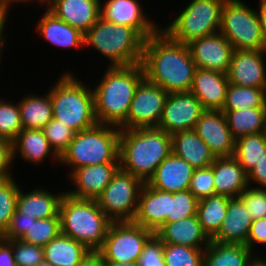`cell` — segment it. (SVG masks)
<instances>
[{"instance_id":"1","label":"cell","mask_w":266,"mask_h":266,"mask_svg":"<svg viewBox=\"0 0 266 266\" xmlns=\"http://www.w3.org/2000/svg\"><path fill=\"white\" fill-rule=\"evenodd\" d=\"M141 64L145 78L168 93L192 88L197 67L188 45L174 42L161 29L145 39Z\"/></svg>"},{"instance_id":"2","label":"cell","mask_w":266,"mask_h":266,"mask_svg":"<svg viewBox=\"0 0 266 266\" xmlns=\"http://www.w3.org/2000/svg\"><path fill=\"white\" fill-rule=\"evenodd\" d=\"M144 78L141 63L107 66L101 80L93 89L98 124L119 128L126 121L135 90Z\"/></svg>"},{"instance_id":"3","label":"cell","mask_w":266,"mask_h":266,"mask_svg":"<svg viewBox=\"0 0 266 266\" xmlns=\"http://www.w3.org/2000/svg\"><path fill=\"white\" fill-rule=\"evenodd\" d=\"M172 153L171 135L157 127L120 129V168L147 183Z\"/></svg>"},{"instance_id":"4","label":"cell","mask_w":266,"mask_h":266,"mask_svg":"<svg viewBox=\"0 0 266 266\" xmlns=\"http://www.w3.org/2000/svg\"><path fill=\"white\" fill-rule=\"evenodd\" d=\"M52 82L49 88L53 118L76 133L98 124L92 88L67 72Z\"/></svg>"},{"instance_id":"5","label":"cell","mask_w":266,"mask_h":266,"mask_svg":"<svg viewBox=\"0 0 266 266\" xmlns=\"http://www.w3.org/2000/svg\"><path fill=\"white\" fill-rule=\"evenodd\" d=\"M61 234L98 251L112 221L100 209L96 200L77 199L65 193L59 206Z\"/></svg>"},{"instance_id":"6","label":"cell","mask_w":266,"mask_h":266,"mask_svg":"<svg viewBox=\"0 0 266 266\" xmlns=\"http://www.w3.org/2000/svg\"><path fill=\"white\" fill-rule=\"evenodd\" d=\"M145 38L135 29L109 22L101 16L84 34V47H94L109 59V67L142 62Z\"/></svg>"},{"instance_id":"7","label":"cell","mask_w":266,"mask_h":266,"mask_svg":"<svg viewBox=\"0 0 266 266\" xmlns=\"http://www.w3.org/2000/svg\"><path fill=\"white\" fill-rule=\"evenodd\" d=\"M120 128L97 124L75 133L68 149L60 157V165H68L71 172L88 165L120 163Z\"/></svg>"},{"instance_id":"8","label":"cell","mask_w":266,"mask_h":266,"mask_svg":"<svg viewBox=\"0 0 266 266\" xmlns=\"http://www.w3.org/2000/svg\"><path fill=\"white\" fill-rule=\"evenodd\" d=\"M225 0H192L164 29L174 42L188 44L220 30Z\"/></svg>"},{"instance_id":"9","label":"cell","mask_w":266,"mask_h":266,"mask_svg":"<svg viewBox=\"0 0 266 266\" xmlns=\"http://www.w3.org/2000/svg\"><path fill=\"white\" fill-rule=\"evenodd\" d=\"M240 0H225L219 32L235 50L266 51V39L256 10Z\"/></svg>"},{"instance_id":"10","label":"cell","mask_w":266,"mask_h":266,"mask_svg":"<svg viewBox=\"0 0 266 266\" xmlns=\"http://www.w3.org/2000/svg\"><path fill=\"white\" fill-rule=\"evenodd\" d=\"M144 182L121 168L96 199L112 222L133 221Z\"/></svg>"},{"instance_id":"11","label":"cell","mask_w":266,"mask_h":266,"mask_svg":"<svg viewBox=\"0 0 266 266\" xmlns=\"http://www.w3.org/2000/svg\"><path fill=\"white\" fill-rule=\"evenodd\" d=\"M154 234L133 221L112 222L98 252L105 262H138L145 244Z\"/></svg>"},{"instance_id":"12","label":"cell","mask_w":266,"mask_h":266,"mask_svg":"<svg viewBox=\"0 0 266 266\" xmlns=\"http://www.w3.org/2000/svg\"><path fill=\"white\" fill-rule=\"evenodd\" d=\"M168 92L144 78L135 90L126 121L120 129L157 127Z\"/></svg>"},{"instance_id":"13","label":"cell","mask_w":266,"mask_h":266,"mask_svg":"<svg viewBox=\"0 0 266 266\" xmlns=\"http://www.w3.org/2000/svg\"><path fill=\"white\" fill-rule=\"evenodd\" d=\"M204 111L199 99L190 91L169 93L157 128L170 135L193 130Z\"/></svg>"},{"instance_id":"14","label":"cell","mask_w":266,"mask_h":266,"mask_svg":"<svg viewBox=\"0 0 266 266\" xmlns=\"http://www.w3.org/2000/svg\"><path fill=\"white\" fill-rule=\"evenodd\" d=\"M187 45L197 68L227 74L235 49L220 32L193 40Z\"/></svg>"},{"instance_id":"15","label":"cell","mask_w":266,"mask_h":266,"mask_svg":"<svg viewBox=\"0 0 266 266\" xmlns=\"http://www.w3.org/2000/svg\"><path fill=\"white\" fill-rule=\"evenodd\" d=\"M193 130L215 157L234 156L236 140L221 110H205Z\"/></svg>"},{"instance_id":"16","label":"cell","mask_w":266,"mask_h":266,"mask_svg":"<svg viewBox=\"0 0 266 266\" xmlns=\"http://www.w3.org/2000/svg\"><path fill=\"white\" fill-rule=\"evenodd\" d=\"M266 51L234 50L227 72L230 84L266 89Z\"/></svg>"},{"instance_id":"17","label":"cell","mask_w":266,"mask_h":266,"mask_svg":"<svg viewBox=\"0 0 266 266\" xmlns=\"http://www.w3.org/2000/svg\"><path fill=\"white\" fill-rule=\"evenodd\" d=\"M103 2L101 1L100 9L102 18L117 25L135 28L145 39L155 35L161 29L145 16L139 0H106Z\"/></svg>"},{"instance_id":"18","label":"cell","mask_w":266,"mask_h":266,"mask_svg":"<svg viewBox=\"0 0 266 266\" xmlns=\"http://www.w3.org/2000/svg\"><path fill=\"white\" fill-rule=\"evenodd\" d=\"M119 168L120 163H105L74 169L69 173V179L76 186L75 190L65 193L77 199L96 200Z\"/></svg>"},{"instance_id":"19","label":"cell","mask_w":266,"mask_h":266,"mask_svg":"<svg viewBox=\"0 0 266 266\" xmlns=\"http://www.w3.org/2000/svg\"><path fill=\"white\" fill-rule=\"evenodd\" d=\"M170 215V192H164L144 183L133 222L156 233Z\"/></svg>"},{"instance_id":"20","label":"cell","mask_w":266,"mask_h":266,"mask_svg":"<svg viewBox=\"0 0 266 266\" xmlns=\"http://www.w3.org/2000/svg\"><path fill=\"white\" fill-rule=\"evenodd\" d=\"M47 9L85 34L101 16V0H51Z\"/></svg>"},{"instance_id":"21","label":"cell","mask_w":266,"mask_h":266,"mask_svg":"<svg viewBox=\"0 0 266 266\" xmlns=\"http://www.w3.org/2000/svg\"><path fill=\"white\" fill-rule=\"evenodd\" d=\"M228 85L227 74L196 68L190 92L199 99L205 110H222Z\"/></svg>"},{"instance_id":"22","label":"cell","mask_w":266,"mask_h":266,"mask_svg":"<svg viewBox=\"0 0 266 266\" xmlns=\"http://www.w3.org/2000/svg\"><path fill=\"white\" fill-rule=\"evenodd\" d=\"M194 170L195 168L184 159L171 153L158 166L147 184L164 192L175 193L188 190Z\"/></svg>"},{"instance_id":"23","label":"cell","mask_w":266,"mask_h":266,"mask_svg":"<svg viewBox=\"0 0 266 266\" xmlns=\"http://www.w3.org/2000/svg\"><path fill=\"white\" fill-rule=\"evenodd\" d=\"M211 166L215 194L236 198L248 186V174L234 156L216 157Z\"/></svg>"},{"instance_id":"24","label":"cell","mask_w":266,"mask_h":266,"mask_svg":"<svg viewBox=\"0 0 266 266\" xmlns=\"http://www.w3.org/2000/svg\"><path fill=\"white\" fill-rule=\"evenodd\" d=\"M252 222L243 201L239 197L229 198L226 217L211 241L246 245Z\"/></svg>"},{"instance_id":"25","label":"cell","mask_w":266,"mask_h":266,"mask_svg":"<svg viewBox=\"0 0 266 266\" xmlns=\"http://www.w3.org/2000/svg\"><path fill=\"white\" fill-rule=\"evenodd\" d=\"M155 235L163 242L192 248H206L211 239L203 231L197 216L165 223Z\"/></svg>"},{"instance_id":"26","label":"cell","mask_w":266,"mask_h":266,"mask_svg":"<svg viewBox=\"0 0 266 266\" xmlns=\"http://www.w3.org/2000/svg\"><path fill=\"white\" fill-rule=\"evenodd\" d=\"M19 189L16 210L28 217L46 219L59 214V206L65 192L52 193L43 188L24 193Z\"/></svg>"},{"instance_id":"27","label":"cell","mask_w":266,"mask_h":266,"mask_svg":"<svg viewBox=\"0 0 266 266\" xmlns=\"http://www.w3.org/2000/svg\"><path fill=\"white\" fill-rule=\"evenodd\" d=\"M171 139L172 153L195 169L209 167L216 159L194 130L176 132Z\"/></svg>"},{"instance_id":"28","label":"cell","mask_w":266,"mask_h":266,"mask_svg":"<svg viewBox=\"0 0 266 266\" xmlns=\"http://www.w3.org/2000/svg\"><path fill=\"white\" fill-rule=\"evenodd\" d=\"M13 160L20 154L26 162L38 164L49 155L55 163H60V157L51 148L42 130L22 129L12 141Z\"/></svg>"},{"instance_id":"29","label":"cell","mask_w":266,"mask_h":266,"mask_svg":"<svg viewBox=\"0 0 266 266\" xmlns=\"http://www.w3.org/2000/svg\"><path fill=\"white\" fill-rule=\"evenodd\" d=\"M47 10V11H46ZM40 18L36 30L46 41L56 47H84V34L56 17L48 9Z\"/></svg>"},{"instance_id":"30","label":"cell","mask_w":266,"mask_h":266,"mask_svg":"<svg viewBox=\"0 0 266 266\" xmlns=\"http://www.w3.org/2000/svg\"><path fill=\"white\" fill-rule=\"evenodd\" d=\"M256 256L244 244L211 241L205 248L202 266H249Z\"/></svg>"},{"instance_id":"31","label":"cell","mask_w":266,"mask_h":266,"mask_svg":"<svg viewBox=\"0 0 266 266\" xmlns=\"http://www.w3.org/2000/svg\"><path fill=\"white\" fill-rule=\"evenodd\" d=\"M44 259L53 266H78L90 250L82 243L60 234L43 247Z\"/></svg>"},{"instance_id":"32","label":"cell","mask_w":266,"mask_h":266,"mask_svg":"<svg viewBox=\"0 0 266 266\" xmlns=\"http://www.w3.org/2000/svg\"><path fill=\"white\" fill-rule=\"evenodd\" d=\"M18 102L23 129L42 130L53 118L50 93L42 95L29 94Z\"/></svg>"},{"instance_id":"33","label":"cell","mask_w":266,"mask_h":266,"mask_svg":"<svg viewBox=\"0 0 266 266\" xmlns=\"http://www.w3.org/2000/svg\"><path fill=\"white\" fill-rule=\"evenodd\" d=\"M235 140L255 133L265 132L266 108H244L222 111Z\"/></svg>"},{"instance_id":"34","label":"cell","mask_w":266,"mask_h":266,"mask_svg":"<svg viewBox=\"0 0 266 266\" xmlns=\"http://www.w3.org/2000/svg\"><path fill=\"white\" fill-rule=\"evenodd\" d=\"M229 197L214 194L198 201L196 216L203 231L212 239L226 217Z\"/></svg>"},{"instance_id":"35","label":"cell","mask_w":266,"mask_h":266,"mask_svg":"<svg viewBox=\"0 0 266 266\" xmlns=\"http://www.w3.org/2000/svg\"><path fill=\"white\" fill-rule=\"evenodd\" d=\"M266 155V132L250 134L235 141L234 157L248 174Z\"/></svg>"},{"instance_id":"36","label":"cell","mask_w":266,"mask_h":266,"mask_svg":"<svg viewBox=\"0 0 266 266\" xmlns=\"http://www.w3.org/2000/svg\"><path fill=\"white\" fill-rule=\"evenodd\" d=\"M266 108V89L250 88L230 84L226 90V100L221 111L242 110L244 108Z\"/></svg>"},{"instance_id":"37","label":"cell","mask_w":266,"mask_h":266,"mask_svg":"<svg viewBox=\"0 0 266 266\" xmlns=\"http://www.w3.org/2000/svg\"><path fill=\"white\" fill-rule=\"evenodd\" d=\"M61 234L60 215L46 219H36L20 238L30 244L44 247Z\"/></svg>"},{"instance_id":"38","label":"cell","mask_w":266,"mask_h":266,"mask_svg":"<svg viewBox=\"0 0 266 266\" xmlns=\"http://www.w3.org/2000/svg\"><path fill=\"white\" fill-rule=\"evenodd\" d=\"M205 248L163 243L166 266H202Z\"/></svg>"},{"instance_id":"39","label":"cell","mask_w":266,"mask_h":266,"mask_svg":"<svg viewBox=\"0 0 266 266\" xmlns=\"http://www.w3.org/2000/svg\"><path fill=\"white\" fill-rule=\"evenodd\" d=\"M19 189L14 177L0 182V237L6 233L16 211Z\"/></svg>"},{"instance_id":"40","label":"cell","mask_w":266,"mask_h":266,"mask_svg":"<svg viewBox=\"0 0 266 266\" xmlns=\"http://www.w3.org/2000/svg\"><path fill=\"white\" fill-rule=\"evenodd\" d=\"M22 129L18 102L15 104L0 98V138L12 142Z\"/></svg>"},{"instance_id":"41","label":"cell","mask_w":266,"mask_h":266,"mask_svg":"<svg viewBox=\"0 0 266 266\" xmlns=\"http://www.w3.org/2000/svg\"><path fill=\"white\" fill-rule=\"evenodd\" d=\"M198 201L189 190L170 192V215H167L165 223L196 216Z\"/></svg>"},{"instance_id":"42","label":"cell","mask_w":266,"mask_h":266,"mask_svg":"<svg viewBox=\"0 0 266 266\" xmlns=\"http://www.w3.org/2000/svg\"><path fill=\"white\" fill-rule=\"evenodd\" d=\"M42 131L51 148L59 157L68 149L76 133L73 129L54 118L43 127Z\"/></svg>"},{"instance_id":"43","label":"cell","mask_w":266,"mask_h":266,"mask_svg":"<svg viewBox=\"0 0 266 266\" xmlns=\"http://www.w3.org/2000/svg\"><path fill=\"white\" fill-rule=\"evenodd\" d=\"M14 261L17 266H34L44 260L42 246L30 244L22 239H11Z\"/></svg>"},{"instance_id":"44","label":"cell","mask_w":266,"mask_h":266,"mask_svg":"<svg viewBox=\"0 0 266 266\" xmlns=\"http://www.w3.org/2000/svg\"><path fill=\"white\" fill-rule=\"evenodd\" d=\"M254 220L266 218V188L247 186L239 195Z\"/></svg>"},{"instance_id":"45","label":"cell","mask_w":266,"mask_h":266,"mask_svg":"<svg viewBox=\"0 0 266 266\" xmlns=\"http://www.w3.org/2000/svg\"><path fill=\"white\" fill-rule=\"evenodd\" d=\"M198 200L215 194L212 166L195 169L188 189Z\"/></svg>"},{"instance_id":"46","label":"cell","mask_w":266,"mask_h":266,"mask_svg":"<svg viewBox=\"0 0 266 266\" xmlns=\"http://www.w3.org/2000/svg\"><path fill=\"white\" fill-rule=\"evenodd\" d=\"M138 266H166L163 257V242L154 234L143 248Z\"/></svg>"},{"instance_id":"47","label":"cell","mask_w":266,"mask_h":266,"mask_svg":"<svg viewBox=\"0 0 266 266\" xmlns=\"http://www.w3.org/2000/svg\"><path fill=\"white\" fill-rule=\"evenodd\" d=\"M35 220V218L25 216L16 210L11 218L6 233L1 238L5 240L20 239L31 224L35 223Z\"/></svg>"},{"instance_id":"48","label":"cell","mask_w":266,"mask_h":266,"mask_svg":"<svg viewBox=\"0 0 266 266\" xmlns=\"http://www.w3.org/2000/svg\"><path fill=\"white\" fill-rule=\"evenodd\" d=\"M12 142L0 138V182L9 177H13L10 167L13 164Z\"/></svg>"},{"instance_id":"49","label":"cell","mask_w":266,"mask_h":266,"mask_svg":"<svg viewBox=\"0 0 266 266\" xmlns=\"http://www.w3.org/2000/svg\"><path fill=\"white\" fill-rule=\"evenodd\" d=\"M256 244L266 246V218L254 220L250 226L246 246L254 252Z\"/></svg>"},{"instance_id":"50","label":"cell","mask_w":266,"mask_h":266,"mask_svg":"<svg viewBox=\"0 0 266 266\" xmlns=\"http://www.w3.org/2000/svg\"><path fill=\"white\" fill-rule=\"evenodd\" d=\"M253 182V183H252ZM256 183L259 188H266V155L248 173V185Z\"/></svg>"},{"instance_id":"51","label":"cell","mask_w":266,"mask_h":266,"mask_svg":"<svg viewBox=\"0 0 266 266\" xmlns=\"http://www.w3.org/2000/svg\"><path fill=\"white\" fill-rule=\"evenodd\" d=\"M0 266H17L14 261L12 243L0 237Z\"/></svg>"},{"instance_id":"52","label":"cell","mask_w":266,"mask_h":266,"mask_svg":"<svg viewBox=\"0 0 266 266\" xmlns=\"http://www.w3.org/2000/svg\"><path fill=\"white\" fill-rule=\"evenodd\" d=\"M78 266H106V262L98 251H90Z\"/></svg>"},{"instance_id":"53","label":"cell","mask_w":266,"mask_h":266,"mask_svg":"<svg viewBox=\"0 0 266 266\" xmlns=\"http://www.w3.org/2000/svg\"><path fill=\"white\" fill-rule=\"evenodd\" d=\"M8 16V14L7 13H5L4 11H1L0 10V64H1V55H2V51L4 50L3 48H4V44H5V42H6V40H5V36L6 35H4V32H5V23H6V21L8 20L7 17Z\"/></svg>"},{"instance_id":"54","label":"cell","mask_w":266,"mask_h":266,"mask_svg":"<svg viewBox=\"0 0 266 266\" xmlns=\"http://www.w3.org/2000/svg\"><path fill=\"white\" fill-rule=\"evenodd\" d=\"M259 10V11H258ZM257 10L259 21L262 27L263 34L266 39V0H259V9Z\"/></svg>"},{"instance_id":"55","label":"cell","mask_w":266,"mask_h":266,"mask_svg":"<svg viewBox=\"0 0 266 266\" xmlns=\"http://www.w3.org/2000/svg\"><path fill=\"white\" fill-rule=\"evenodd\" d=\"M23 0H0V10L4 11L5 13L9 14V8L11 5V3H22Z\"/></svg>"},{"instance_id":"56","label":"cell","mask_w":266,"mask_h":266,"mask_svg":"<svg viewBox=\"0 0 266 266\" xmlns=\"http://www.w3.org/2000/svg\"><path fill=\"white\" fill-rule=\"evenodd\" d=\"M249 266H266V258L263 260L260 255L256 256Z\"/></svg>"},{"instance_id":"57","label":"cell","mask_w":266,"mask_h":266,"mask_svg":"<svg viewBox=\"0 0 266 266\" xmlns=\"http://www.w3.org/2000/svg\"><path fill=\"white\" fill-rule=\"evenodd\" d=\"M106 266H138V262H132V263L106 262Z\"/></svg>"},{"instance_id":"58","label":"cell","mask_w":266,"mask_h":266,"mask_svg":"<svg viewBox=\"0 0 266 266\" xmlns=\"http://www.w3.org/2000/svg\"><path fill=\"white\" fill-rule=\"evenodd\" d=\"M34 1H36V0H33V3H34ZM51 0H38V2L40 3V4H48L49 2H50ZM25 2V4L27 3V2H32V0H23V3Z\"/></svg>"},{"instance_id":"59","label":"cell","mask_w":266,"mask_h":266,"mask_svg":"<svg viewBox=\"0 0 266 266\" xmlns=\"http://www.w3.org/2000/svg\"><path fill=\"white\" fill-rule=\"evenodd\" d=\"M34 266H53V265L44 259L42 262L37 263Z\"/></svg>"}]
</instances>
